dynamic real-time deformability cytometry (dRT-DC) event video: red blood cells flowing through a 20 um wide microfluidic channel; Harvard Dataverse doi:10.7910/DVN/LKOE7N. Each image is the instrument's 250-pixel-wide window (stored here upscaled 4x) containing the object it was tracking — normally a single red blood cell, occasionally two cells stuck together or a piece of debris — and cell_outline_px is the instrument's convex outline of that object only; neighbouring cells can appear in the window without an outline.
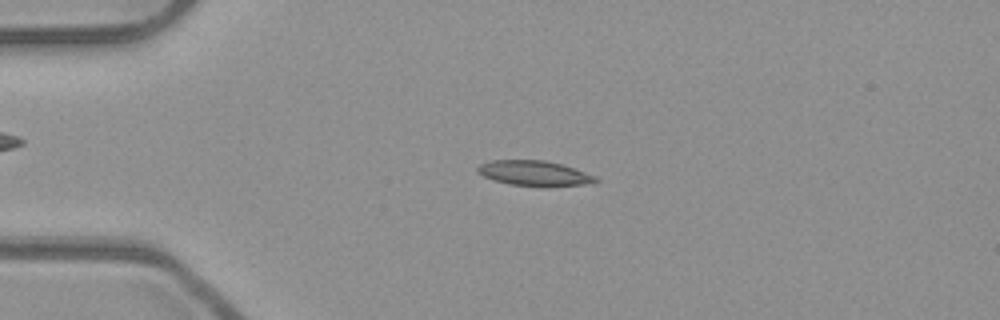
{"species": "common noctule bat (a hibernating species)", "species_latin": "Nyctalus noctula", "temperature_condition": "room temperature", "stored_images_in_passage": 52, "camera_frame_rate_fps": 3000, "um_per_image_px": 0.085, "animal": {"sex": "male", "body_mass_g": 23.1, "forearm_length_mm": 52.7}, "frame": {"image": 1, "passage_image": 12, "time_ms": 3.667, "image_size_px": [1000, 320], "cell_outline_px": [[600, 180], [592, 184], [544, 188], [508, 184], [484, 176], [476, 172], [476, 168], [480, 164], [492, 160], [544, 160], [560, 164], [596, 176]], "centroid_in_image_um": [45.45, 14.76], "position_along_channel_um": 39.5, "area_um2": 17.63}}
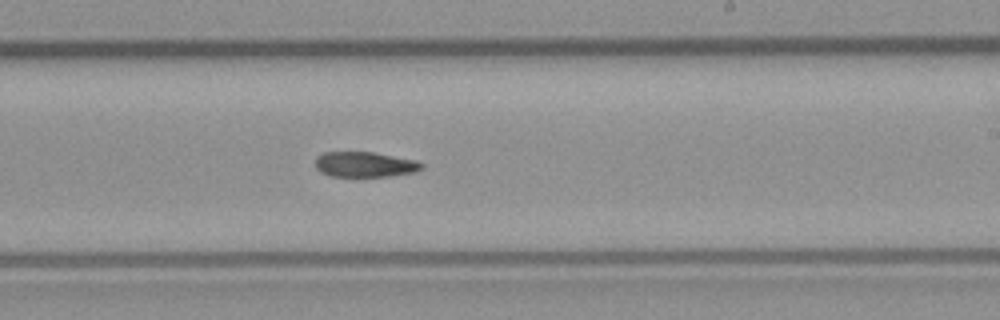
{"frame": {"image": 2, "passage_image": 31, "time_ms": 10.0, "image_size_px": [1000, 320], "cell_outline_px": [[424, 168], [416, 172], [388, 176], [332, 176], [320, 172], [316, 168], [316, 156], [324, 152], [372, 152], [416, 160], [424, 164]], "centroid_in_image_um": [31.03, 13.97], "position_along_channel_um": 258.0, "area_um2": 15.66}}
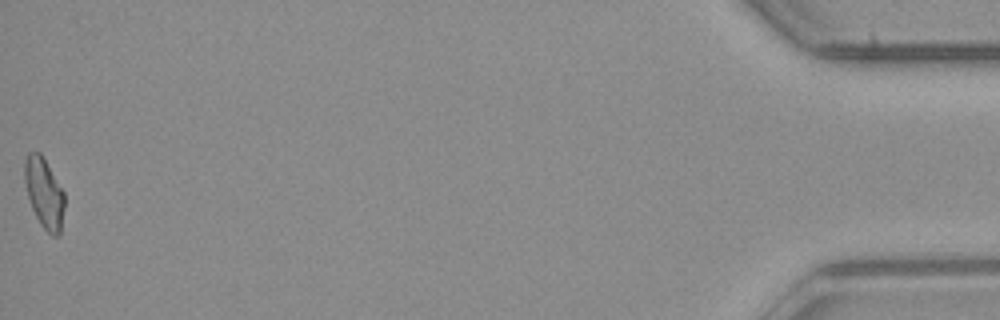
{"frame": {"image": 3, "passage_image": 52, "time_ms": 17.0, "image_size_px": [1000, 320], "cell_outline_px": [[64, 208], [60, 232], [56, 236], [52, 236], [40, 224], [32, 208], [28, 196], [24, 180], [24, 160], [28, 152], [40, 152], [64, 192]], "centroid_in_image_um": [3.74, 16.39], "position_along_channel_um": 431.5, "area_um2": 16.13}, "authors_computed_cell_mechanics": {"area_um2": 16.6753, "velocity_mm_per_s": 3.9463, "shape_relaxation_time_tau1_ms": null, "shape_relaxation_time_tau2_ms": 10.0209, "deformation_change_tau1": null, "deformation_change_tau2": 0.1707}}